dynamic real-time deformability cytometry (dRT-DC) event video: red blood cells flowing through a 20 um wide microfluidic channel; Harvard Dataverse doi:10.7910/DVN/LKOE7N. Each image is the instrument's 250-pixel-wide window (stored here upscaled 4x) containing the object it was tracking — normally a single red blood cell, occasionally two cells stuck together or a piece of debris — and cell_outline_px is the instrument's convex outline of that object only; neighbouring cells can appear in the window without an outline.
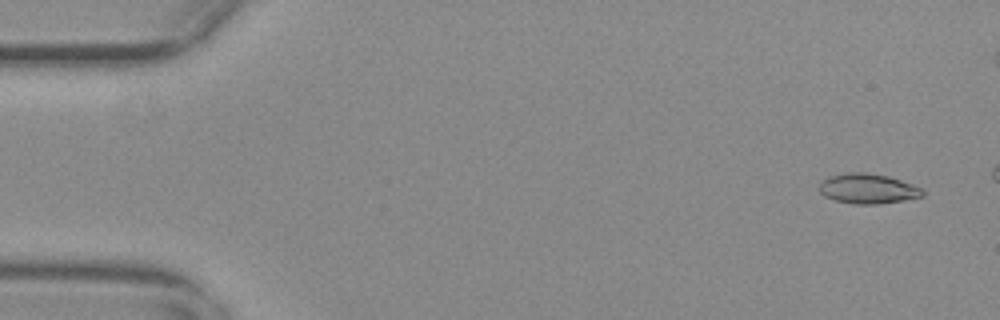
{"species": "common noctule bat (a hibernating species)", "species_latin": "Nyctalus noctula", "temperature_condition": "warm", "stored_images_in_passage": 17, "camera_frame_rate_fps": 3000, "um_per_image_px": 0.085, "animal": {"sex": "female", "body_mass_g": 29.2, "forearm_length_mm": 56.3}, "frame": {"image": 1, "passage_image": 3, "time_ms": 0.667, "image_size_px": [1000, 320], "cell_outline_px": [[924, 196], [904, 200], [876, 204], [856, 204], [836, 200], [824, 196], [820, 192], [820, 184], [828, 176], [848, 172], [864, 172], [888, 176], [924, 188]], "centroid_in_image_um": [73.8, 16.03], "position_along_channel_um": 11.2, "area_um2": 17.98}}